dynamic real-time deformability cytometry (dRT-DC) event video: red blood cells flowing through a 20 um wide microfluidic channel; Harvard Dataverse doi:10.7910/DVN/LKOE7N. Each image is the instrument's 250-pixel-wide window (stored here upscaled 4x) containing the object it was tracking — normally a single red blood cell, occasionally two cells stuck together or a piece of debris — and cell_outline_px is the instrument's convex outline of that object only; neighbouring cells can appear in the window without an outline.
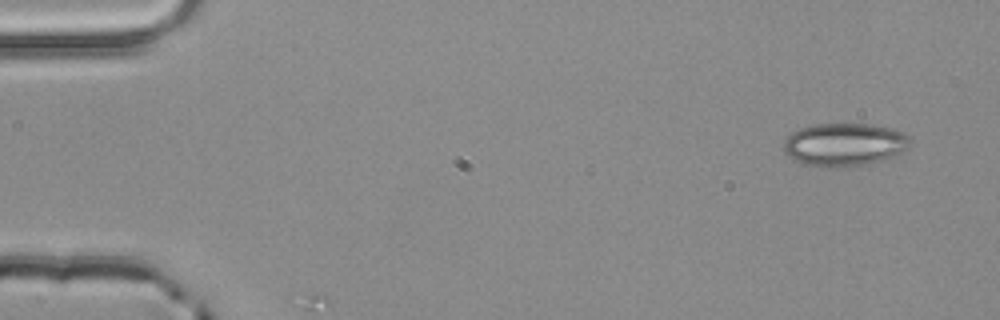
{"species": "common noctule bat (a hibernating species)", "species_latin": "Nyctalus noctula", "temperature_condition": "room temperature", "stored_images_in_passage": 3, "camera_frame_rate_fps": 3000, "um_per_image_px": 0.085, "animal": {"sex": "male", "body_mass_g": 20.4}, "frame": {"image": 1, "passage_image": 1, "time_ms": 0.0, "image_size_px": [1000, 320], "cell_outline_px": [[908, 148], [904, 152], [896, 156], [884, 160], [864, 164], [828, 168], [820, 168], [804, 164], [792, 160], [784, 152], [784, 140], [792, 132], [800, 128], [812, 124], [868, 124], [892, 128], [904, 132], [908, 136]], "centroid_in_image_um": [71.75, 12.3], "position_along_channel_um": 13.2, "area_um2": 32.02}}